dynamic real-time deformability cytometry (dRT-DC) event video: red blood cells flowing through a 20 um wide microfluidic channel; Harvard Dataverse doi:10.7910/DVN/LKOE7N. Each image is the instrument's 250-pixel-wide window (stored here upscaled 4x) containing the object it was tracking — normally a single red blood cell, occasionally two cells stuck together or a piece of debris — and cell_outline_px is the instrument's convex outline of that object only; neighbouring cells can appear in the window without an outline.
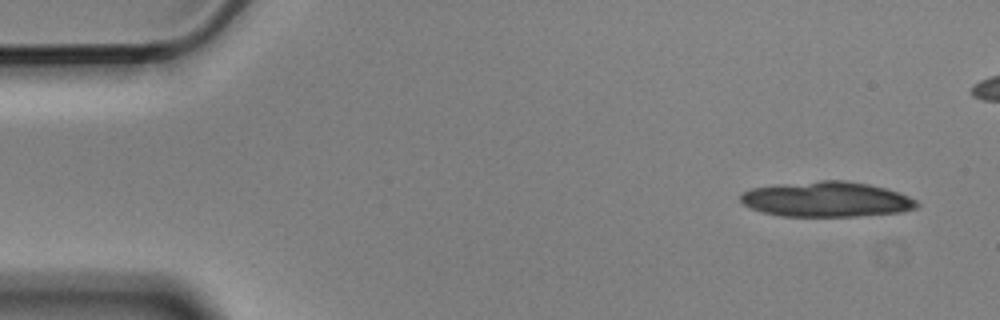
{"species": "Egyptian fruit bat (a non-hibernating species)", "species_latin": "Rousettus aegyptiacus", "temperature_condition": "cold", "stored_images_in_passage": 9, "segment_of_instrument_passage": [1, 2], "camera_frame_rate_fps": 3000, "um_per_image_px": 0.085, "animal": {"sex": "male"}, "frame": {"image": 1, "passage_image": 1, "time_ms": 0.0, "image_size_px": [1000, 320], "cell_outline_px": [[920, 204], [916, 208], [900, 212], [856, 216], [780, 216], [764, 212], [752, 208], [744, 204], [740, 200], [740, 196], [744, 192], [752, 188], [776, 184], [820, 180], [844, 180], [868, 184], [900, 192], [916, 200]], "centroid_in_image_um": [70.27, 16.93], "position_along_channel_um": 14.7, "area_um2": 36.13}}